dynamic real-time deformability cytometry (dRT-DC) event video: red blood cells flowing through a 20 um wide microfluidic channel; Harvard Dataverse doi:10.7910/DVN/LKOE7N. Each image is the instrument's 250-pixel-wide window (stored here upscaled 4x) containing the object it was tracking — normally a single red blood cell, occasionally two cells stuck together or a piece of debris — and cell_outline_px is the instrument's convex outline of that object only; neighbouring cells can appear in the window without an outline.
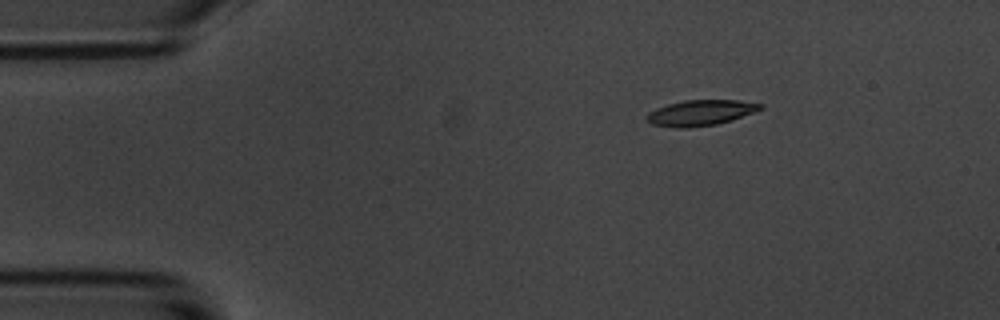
{"species": "common noctule bat (a hibernating species)", "species_latin": "Nyctalus noctula", "temperature_condition": "room temperature", "stored_images_in_passage": 49, "camera_frame_rate_fps": 3000, "um_per_image_px": 0.085, "animal": {"sex": "male", "body_mass_g": 20.1, "forearm_length_mm": 53.5}, "frame": {"image": 1, "passage_image": 1, "time_ms": 0.0, "image_size_px": [1000, 320], "cell_outline_px": [[764, 108], [732, 120], [716, 124], [688, 128], [676, 128], [652, 124], [648, 120], [648, 112], [656, 108], [668, 104], [684, 100], [736, 100], [764, 104]], "centroid_in_image_um": [59.56, 9.58], "position_along_channel_um": 25.4, "area_um2": 16.88}}
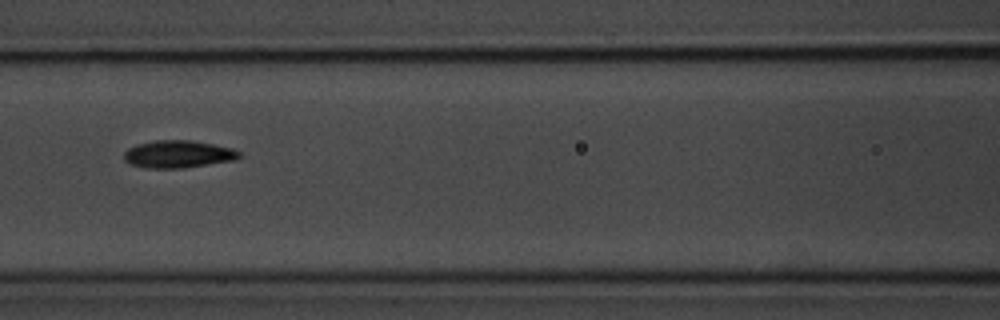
{"frame": {"image": 2, "passage_image": 17, "time_ms": 5.333, "image_size_px": [1000, 320], "cell_outline_px": [[244, 156], [236, 160], [180, 168], [148, 168], [128, 164], [124, 160], [124, 152], [128, 148], [136, 144], [156, 140], [192, 140], [232, 148], [240, 152]], "centroid_in_image_um": [15.14, 13.1], "position_along_channel_um": 151.5, "area_um2": 18.55}}
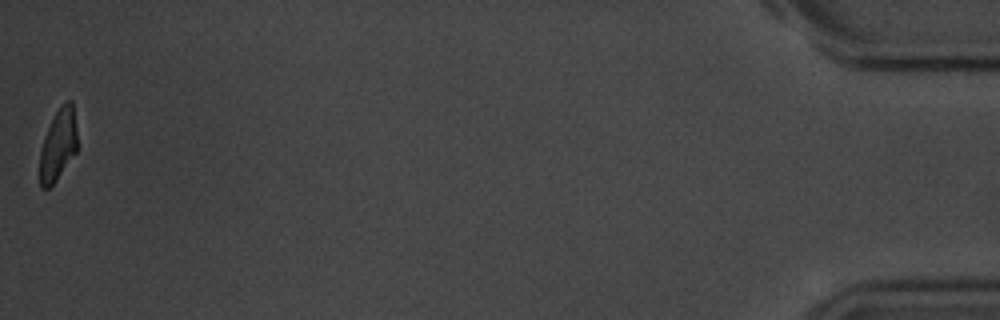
{"frame": {"image": 3, "passage_image": 49, "time_ms": 16.0, "image_size_px": [1000, 320], "cell_outline_px": [[76, 152], [56, 180], [48, 188], [40, 188], [40, 152], [44, 136], [60, 104], [68, 100], [72, 100], [76, 132]], "centroid_in_image_um": [4.93, 12.31], "position_along_channel_um": 430.3, "area_um2": 15.32}, "authors_computed_cell_mechanics": {"area_um2": 17.629, "velocity_mm_per_s": 3.5258, "shape_relaxation_time_tau1_ms": 2.7018, "shape_relaxation_time_tau2_ms": 3.0593, "deformation_change_tau1": 0.1242, "deformation_change_tau2": 0.0871}}